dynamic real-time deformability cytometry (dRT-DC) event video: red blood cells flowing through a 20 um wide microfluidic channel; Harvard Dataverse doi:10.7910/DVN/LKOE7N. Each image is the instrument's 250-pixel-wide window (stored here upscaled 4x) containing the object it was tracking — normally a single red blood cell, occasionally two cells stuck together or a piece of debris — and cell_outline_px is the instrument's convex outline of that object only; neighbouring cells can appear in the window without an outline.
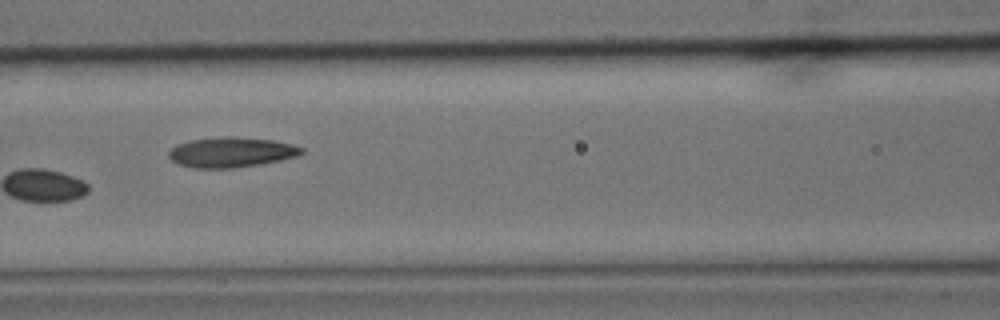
{"species": "common noctule bat (a hibernating species)", "species_latin": "Nyctalus noctula", "temperature_condition": "cold", "stored_images_in_passage": 15, "camera_frame_rate_fps": 3000, "um_per_image_px": 0.085, "animal": {"sex": "male", "body_mass_g": 15.6}, "frame": {"image": 1, "passage_image": 7, "time_ms": 2.0, "image_size_px": [1000, 320], "cell_outline_px": [[304, 152], [296, 156], [280, 160], [260, 164], [232, 168], [196, 168], [176, 164], [168, 156], [168, 152], [176, 144], [192, 140], [224, 136], [232, 136], [272, 140], [292, 144], [304, 148]], "centroid_in_image_um": [19.64, 12.94], "position_along_channel_um": 147.0, "area_um2": 23.29}}
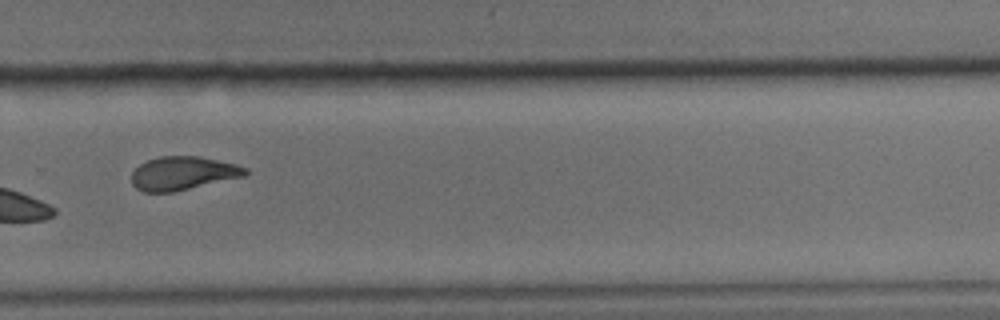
{"frame": {"image": 2, "passage_image": 11, "time_ms": 3.333, "image_size_px": [1000, 320], "cell_outline_px": [[248, 172], [244, 176], [172, 192], [144, 192], [136, 188], [132, 184], [132, 172], [140, 164], [148, 160], [160, 156], [200, 156], [236, 164], [248, 168]], "centroid_in_image_um": [15.54, 14.72], "position_along_channel_um": 314.3, "area_um2": 22.08}}